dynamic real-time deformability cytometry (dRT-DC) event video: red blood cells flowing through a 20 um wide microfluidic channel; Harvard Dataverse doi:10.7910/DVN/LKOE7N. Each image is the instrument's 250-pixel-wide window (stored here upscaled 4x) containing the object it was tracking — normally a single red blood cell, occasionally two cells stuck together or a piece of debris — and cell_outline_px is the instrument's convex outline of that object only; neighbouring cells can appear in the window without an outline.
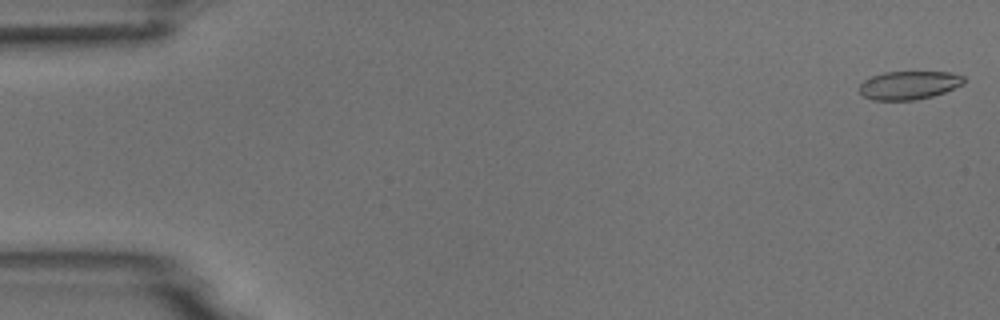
{"species": "common noctule bat (a hibernating species)", "species_latin": "Nyctalus noctula", "temperature_condition": "room temperature", "stored_images_in_passage": 5, "camera_frame_rate_fps": 3000, "um_per_image_px": 0.085, "animal": {"sex": "male", "body_mass_g": 18.8}, "frame": {"image": 1, "passage_image": 1, "time_ms": 0.0, "image_size_px": [1000, 320], "cell_outline_px": [[964, 84], [944, 92], [932, 96], [916, 100], [872, 100], [864, 96], [860, 92], [860, 84], [864, 80], [872, 76], [884, 72], [948, 72], [964, 76]], "centroid_in_image_um": [77.26, 7.24], "position_along_channel_um": 7.7, "area_um2": 17.22}}
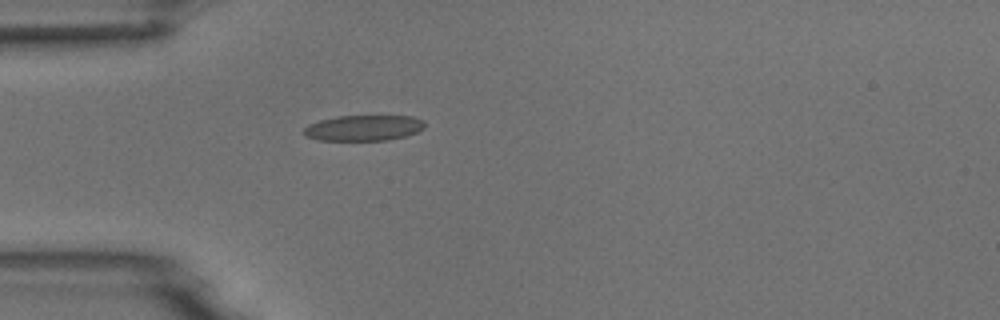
{"frame": {"image": 2, "passage_image": 5, "time_ms": 4.667, "image_size_px": [1000, 320], "cell_outline_px": [[424, 128], [416, 132], [404, 136], [388, 140], [316, 140], [304, 136], [300, 132], [308, 124], [320, 120], [336, 116], [412, 116], [424, 120]], "centroid_in_image_um": [30.85, 10.87], "position_along_channel_um": 54.2, "area_um2": 18.21}}